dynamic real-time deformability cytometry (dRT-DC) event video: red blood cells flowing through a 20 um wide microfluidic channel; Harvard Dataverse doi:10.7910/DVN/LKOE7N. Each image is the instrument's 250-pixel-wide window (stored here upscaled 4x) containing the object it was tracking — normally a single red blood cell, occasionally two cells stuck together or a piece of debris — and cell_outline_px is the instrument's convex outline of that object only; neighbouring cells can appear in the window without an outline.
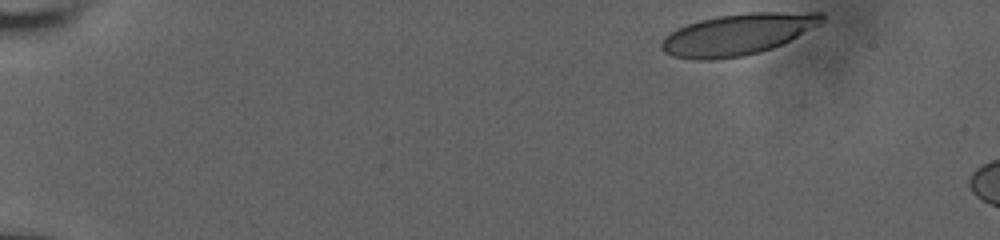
{"species": "human", "species_latin": "Homo sapiens", "temperature_condition": "room temperature", "stored_images_in_passage": 9, "camera_frame_rate_fps": 3000, "um_per_image_px": 0.085, "donor": {"sex": "male"}, "frame": {"image": 1, "passage_image": 1, "time_ms": 0.0, "image_size_px": [1000, 240], "cell_outline_px": [[824, 20], [820, 24], [772, 48], [760, 52], [744, 56], [712, 60], [696, 60], [672, 56], [664, 52], [660, 48], [660, 44], [664, 36], [676, 28], [700, 20], [716, 16], [748, 12], [824, 12]], "centroid_in_image_um": [62.66, 2.92], "position_along_channel_um": 22.3, "area_um2": 38.67}}